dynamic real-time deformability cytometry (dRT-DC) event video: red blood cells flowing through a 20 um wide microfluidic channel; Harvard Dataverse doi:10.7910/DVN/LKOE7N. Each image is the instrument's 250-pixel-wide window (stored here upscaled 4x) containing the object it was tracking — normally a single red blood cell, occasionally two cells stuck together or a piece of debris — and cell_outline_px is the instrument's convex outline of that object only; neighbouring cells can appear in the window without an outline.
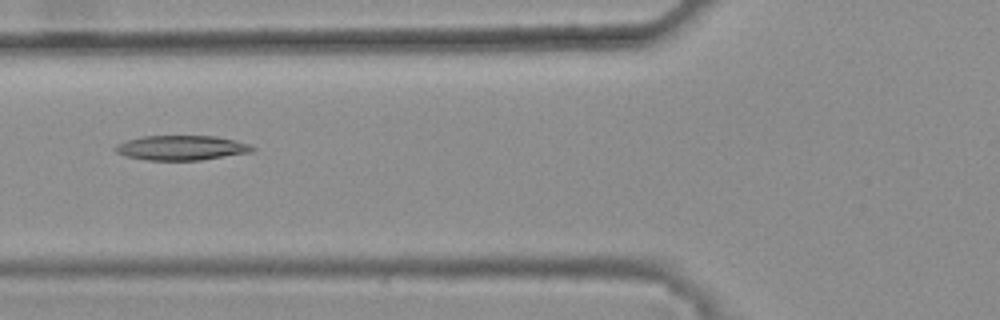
{"species": "common noctule bat (a hibernating species)", "species_latin": "Nyctalus noctula", "temperature_condition": "warm", "stored_images_in_passage": 6, "camera_frame_rate_fps": 3000, "um_per_image_px": 0.085, "animal": {"sex": "female", "body_mass_g": 25.1}, "frame": {"image": 1, "passage_image": 6, "time_ms": 1.667, "image_size_px": [1000, 320], "cell_outline_px": [[256, 148], [252, 152], [200, 160], [144, 160], [124, 156], [116, 152], [112, 148], [116, 144], [128, 140], [144, 136], [216, 136], [236, 140], [248, 144]], "centroid_in_image_um": [15.4, 12.57], "position_along_channel_um": 110.4, "area_um2": 19.83}}